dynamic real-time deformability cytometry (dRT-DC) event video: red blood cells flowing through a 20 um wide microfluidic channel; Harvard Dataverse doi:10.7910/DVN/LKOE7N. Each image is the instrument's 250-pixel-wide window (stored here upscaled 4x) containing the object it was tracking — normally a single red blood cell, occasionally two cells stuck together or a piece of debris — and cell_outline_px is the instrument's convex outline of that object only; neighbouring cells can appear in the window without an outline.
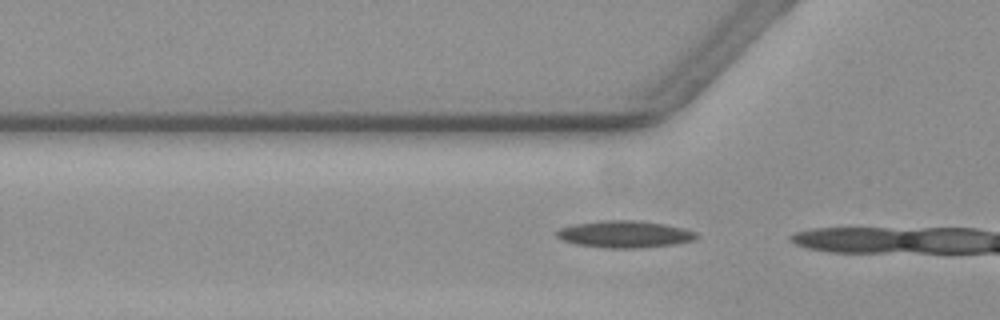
{"species": "common noctule bat (a hibernating species)", "species_latin": "Nyctalus noctula", "temperature_condition": "warm", "stored_images_in_passage": 12, "camera_frame_rate_fps": 3000, "um_per_image_px": 0.085, "animal": {"sex": "female", "body_mass_g": 19.3, "forearm_length_mm": 54.1}, "frame": {"image": 1, "passage_image": 10, "time_ms": 3.0, "image_size_px": [1000, 320], "cell_outline_px": [[696, 236], [692, 240], [672, 244], [640, 248], [608, 248], [576, 244], [564, 240], [556, 236], [556, 232], [560, 228], [576, 224], [604, 220], [632, 220], [664, 224], [696, 232]], "centroid_in_image_um": [53.05, 19.91], "position_along_channel_um": 72.7, "area_um2": 21.44}}